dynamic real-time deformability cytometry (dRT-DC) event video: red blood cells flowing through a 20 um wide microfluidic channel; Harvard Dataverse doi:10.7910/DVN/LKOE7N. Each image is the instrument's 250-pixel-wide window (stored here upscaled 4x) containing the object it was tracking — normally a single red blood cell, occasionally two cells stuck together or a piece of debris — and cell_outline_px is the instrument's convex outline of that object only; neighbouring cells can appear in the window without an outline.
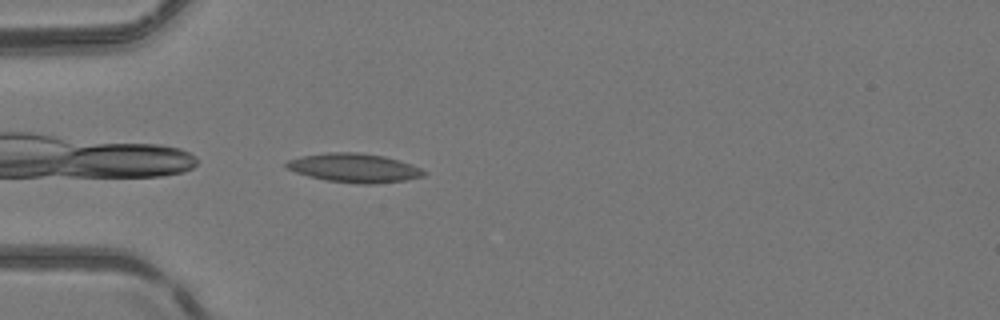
{"species": "common noctule bat (a hibernating species)", "species_latin": "Nyctalus noctula", "temperature_condition": "room temperature", "stored_images_in_passage": 37, "camera_frame_rate_fps": 3000, "um_per_image_px": 0.085, "animal": {"sex": "female", "body_mass_g": 24.6, "forearm_length_mm": 56.2}, "frame": {"image": 1, "passage_image": 2, "time_ms": 0.333, "image_size_px": [1000, 320], "cell_outline_px": [[428, 172], [424, 176], [404, 180], [376, 184], [356, 184], [328, 180], [308, 176], [284, 168], [284, 164], [288, 160], [304, 156], [328, 152], [360, 152], [384, 156], [420, 168]], "centroid_in_image_um": [30.09, 14.28], "position_along_channel_um": 54.9, "area_um2": 23.06}}
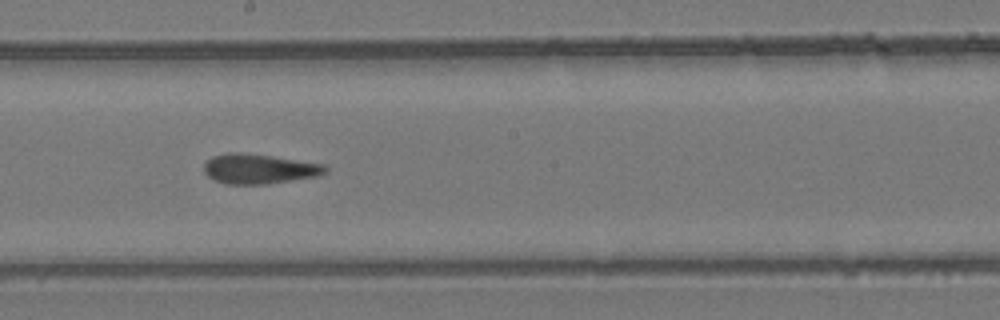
{"frame": {"image": 2, "passage_image": 15, "time_ms": 4.667, "image_size_px": [1000, 320], "cell_outline_px": [[328, 172], [316, 176], [268, 184], [224, 184], [208, 176], [204, 172], [204, 164], [212, 156], [228, 152], [240, 152], [272, 156], [324, 164], [328, 168]], "centroid_in_image_um": [22.02, 14.35], "position_along_channel_um": 226.2, "area_um2": 21.1}}
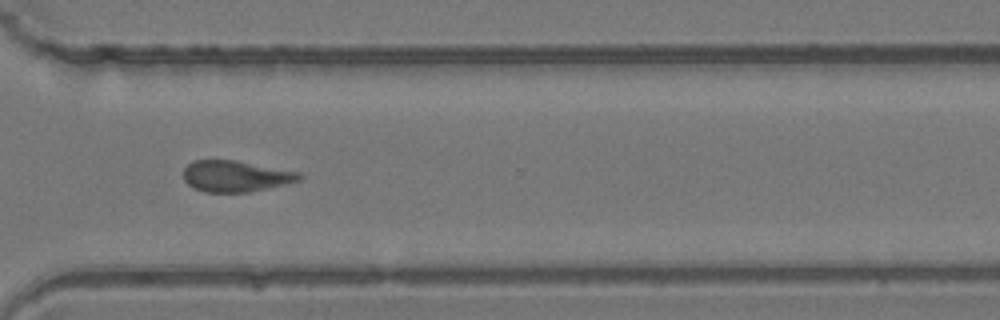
{"frame": {"image": 3, "passage_image": 24, "time_ms": 7.667, "image_size_px": [1000, 320], "cell_outline_px": [[304, 180], [268, 188], [248, 192], [204, 192], [192, 188], [184, 180], [184, 168], [192, 160], [236, 160], [300, 172], [304, 176]], "centroid_in_image_um": [20.06, 14.97], "position_along_channel_um": 350.5, "area_um2": 21.33}, "authors_computed_cell_mechanics": {"area_um2": 21.2704, "velocity_mm_per_s": 4.1586, "shape_relaxation_time_tau1_ms": null, "shape_relaxation_time_tau2_ms": 2.4238, "deformation_change_tau1": null, "deformation_change_tau2": 0.1067}}